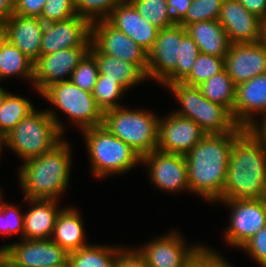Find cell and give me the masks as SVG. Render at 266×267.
<instances>
[{"mask_svg": "<svg viewBox=\"0 0 266 267\" xmlns=\"http://www.w3.org/2000/svg\"><path fill=\"white\" fill-rule=\"evenodd\" d=\"M266 149L245 130L232 144L223 195L218 200L261 199Z\"/></svg>", "mask_w": 266, "mask_h": 267, "instance_id": "obj_2", "label": "cell"}, {"mask_svg": "<svg viewBox=\"0 0 266 267\" xmlns=\"http://www.w3.org/2000/svg\"><path fill=\"white\" fill-rule=\"evenodd\" d=\"M250 13L266 23V0H238Z\"/></svg>", "mask_w": 266, "mask_h": 267, "instance_id": "obj_46", "label": "cell"}, {"mask_svg": "<svg viewBox=\"0 0 266 267\" xmlns=\"http://www.w3.org/2000/svg\"><path fill=\"white\" fill-rule=\"evenodd\" d=\"M88 52L89 47H74L40 55L34 63V89L41 94L53 83L70 80L72 72Z\"/></svg>", "mask_w": 266, "mask_h": 267, "instance_id": "obj_14", "label": "cell"}, {"mask_svg": "<svg viewBox=\"0 0 266 267\" xmlns=\"http://www.w3.org/2000/svg\"><path fill=\"white\" fill-rule=\"evenodd\" d=\"M122 248L117 245L88 244L69 253L67 267H114L117 253Z\"/></svg>", "mask_w": 266, "mask_h": 267, "instance_id": "obj_27", "label": "cell"}, {"mask_svg": "<svg viewBox=\"0 0 266 267\" xmlns=\"http://www.w3.org/2000/svg\"><path fill=\"white\" fill-rule=\"evenodd\" d=\"M71 144L62 140L52 150L26 160L19 167V186L24 198L60 201L69 187L71 173Z\"/></svg>", "mask_w": 266, "mask_h": 267, "instance_id": "obj_3", "label": "cell"}, {"mask_svg": "<svg viewBox=\"0 0 266 267\" xmlns=\"http://www.w3.org/2000/svg\"><path fill=\"white\" fill-rule=\"evenodd\" d=\"M106 21L126 34L147 53L152 50L159 29L145 20L128 0H122Z\"/></svg>", "mask_w": 266, "mask_h": 267, "instance_id": "obj_20", "label": "cell"}, {"mask_svg": "<svg viewBox=\"0 0 266 267\" xmlns=\"http://www.w3.org/2000/svg\"><path fill=\"white\" fill-rule=\"evenodd\" d=\"M155 188L168 193L190 191L185 155L155 150L141 157ZM175 191V192H174Z\"/></svg>", "mask_w": 266, "mask_h": 267, "instance_id": "obj_10", "label": "cell"}, {"mask_svg": "<svg viewBox=\"0 0 266 267\" xmlns=\"http://www.w3.org/2000/svg\"><path fill=\"white\" fill-rule=\"evenodd\" d=\"M187 33L198 45L200 53L225 58L230 41L218 20L200 21L187 25Z\"/></svg>", "mask_w": 266, "mask_h": 267, "instance_id": "obj_26", "label": "cell"}, {"mask_svg": "<svg viewBox=\"0 0 266 267\" xmlns=\"http://www.w3.org/2000/svg\"><path fill=\"white\" fill-rule=\"evenodd\" d=\"M224 69L237 85L266 73V43L231 44Z\"/></svg>", "mask_w": 266, "mask_h": 267, "instance_id": "obj_19", "label": "cell"}, {"mask_svg": "<svg viewBox=\"0 0 266 267\" xmlns=\"http://www.w3.org/2000/svg\"><path fill=\"white\" fill-rule=\"evenodd\" d=\"M245 130L206 134L185 155L191 193L211 203L223 195L232 144Z\"/></svg>", "mask_w": 266, "mask_h": 267, "instance_id": "obj_1", "label": "cell"}, {"mask_svg": "<svg viewBox=\"0 0 266 267\" xmlns=\"http://www.w3.org/2000/svg\"><path fill=\"white\" fill-rule=\"evenodd\" d=\"M183 267H197V252L192 256L191 260Z\"/></svg>", "mask_w": 266, "mask_h": 267, "instance_id": "obj_50", "label": "cell"}, {"mask_svg": "<svg viewBox=\"0 0 266 267\" xmlns=\"http://www.w3.org/2000/svg\"><path fill=\"white\" fill-rule=\"evenodd\" d=\"M91 43L101 53L133 63L147 73L148 53L106 20L92 23Z\"/></svg>", "mask_w": 266, "mask_h": 267, "instance_id": "obj_13", "label": "cell"}, {"mask_svg": "<svg viewBox=\"0 0 266 267\" xmlns=\"http://www.w3.org/2000/svg\"><path fill=\"white\" fill-rule=\"evenodd\" d=\"M15 76L30 81L32 85L34 63L6 39L0 49V81Z\"/></svg>", "mask_w": 266, "mask_h": 267, "instance_id": "obj_28", "label": "cell"}, {"mask_svg": "<svg viewBox=\"0 0 266 267\" xmlns=\"http://www.w3.org/2000/svg\"><path fill=\"white\" fill-rule=\"evenodd\" d=\"M187 33L179 24L160 29L152 50L148 53L146 77L160 85L175 71L180 50V43Z\"/></svg>", "mask_w": 266, "mask_h": 267, "instance_id": "obj_15", "label": "cell"}, {"mask_svg": "<svg viewBox=\"0 0 266 267\" xmlns=\"http://www.w3.org/2000/svg\"><path fill=\"white\" fill-rule=\"evenodd\" d=\"M159 120L148 110L122 105L104 112L102 125L143 157L158 148Z\"/></svg>", "mask_w": 266, "mask_h": 267, "instance_id": "obj_7", "label": "cell"}, {"mask_svg": "<svg viewBox=\"0 0 266 267\" xmlns=\"http://www.w3.org/2000/svg\"><path fill=\"white\" fill-rule=\"evenodd\" d=\"M224 69V58L200 53L193 64L189 75L182 83L189 86H199Z\"/></svg>", "mask_w": 266, "mask_h": 267, "instance_id": "obj_34", "label": "cell"}, {"mask_svg": "<svg viewBox=\"0 0 266 267\" xmlns=\"http://www.w3.org/2000/svg\"><path fill=\"white\" fill-rule=\"evenodd\" d=\"M15 0H0V26L14 13Z\"/></svg>", "mask_w": 266, "mask_h": 267, "instance_id": "obj_47", "label": "cell"}, {"mask_svg": "<svg viewBox=\"0 0 266 267\" xmlns=\"http://www.w3.org/2000/svg\"><path fill=\"white\" fill-rule=\"evenodd\" d=\"M166 89L181 106L173 113L193 120L206 134L240 132L243 129L228 108L206 99L199 87L177 82L167 85Z\"/></svg>", "mask_w": 266, "mask_h": 267, "instance_id": "obj_6", "label": "cell"}, {"mask_svg": "<svg viewBox=\"0 0 266 267\" xmlns=\"http://www.w3.org/2000/svg\"><path fill=\"white\" fill-rule=\"evenodd\" d=\"M24 200L31 204L29 205L31 208L24 213L22 239H51L57 216L62 210L58 208L59 201L23 198Z\"/></svg>", "mask_w": 266, "mask_h": 267, "instance_id": "obj_23", "label": "cell"}, {"mask_svg": "<svg viewBox=\"0 0 266 267\" xmlns=\"http://www.w3.org/2000/svg\"><path fill=\"white\" fill-rule=\"evenodd\" d=\"M6 39H7L6 33L4 29L0 26V49Z\"/></svg>", "mask_w": 266, "mask_h": 267, "instance_id": "obj_51", "label": "cell"}, {"mask_svg": "<svg viewBox=\"0 0 266 267\" xmlns=\"http://www.w3.org/2000/svg\"><path fill=\"white\" fill-rule=\"evenodd\" d=\"M46 0H15V14L40 17Z\"/></svg>", "mask_w": 266, "mask_h": 267, "instance_id": "obj_43", "label": "cell"}, {"mask_svg": "<svg viewBox=\"0 0 266 267\" xmlns=\"http://www.w3.org/2000/svg\"><path fill=\"white\" fill-rule=\"evenodd\" d=\"M200 50L192 37L186 33L180 43L178 61L175 71L162 83L164 87L169 84L182 82L190 73Z\"/></svg>", "mask_w": 266, "mask_h": 267, "instance_id": "obj_32", "label": "cell"}, {"mask_svg": "<svg viewBox=\"0 0 266 267\" xmlns=\"http://www.w3.org/2000/svg\"><path fill=\"white\" fill-rule=\"evenodd\" d=\"M79 209L63 207L59 212L51 239L68 253L90 244L86 242L83 218Z\"/></svg>", "mask_w": 266, "mask_h": 267, "instance_id": "obj_25", "label": "cell"}, {"mask_svg": "<svg viewBox=\"0 0 266 267\" xmlns=\"http://www.w3.org/2000/svg\"><path fill=\"white\" fill-rule=\"evenodd\" d=\"M230 208L229 226L223 232L229 246L240 248L266 225V207L260 199L217 200Z\"/></svg>", "mask_w": 266, "mask_h": 267, "instance_id": "obj_9", "label": "cell"}, {"mask_svg": "<svg viewBox=\"0 0 266 267\" xmlns=\"http://www.w3.org/2000/svg\"><path fill=\"white\" fill-rule=\"evenodd\" d=\"M209 101L228 108L233 115L236 96V84L223 69L198 86Z\"/></svg>", "mask_w": 266, "mask_h": 267, "instance_id": "obj_29", "label": "cell"}, {"mask_svg": "<svg viewBox=\"0 0 266 267\" xmlns=\"http://www.w3.org/2000/svg\"><path fill=\"white\" fill-rule=\"evenodd\" d=\"M89 53L95 58L99 74L117 81L126 91L147 80L146 74L135 64L101 53L92 43Z\"/></svg>", "mask_w": 266, "mask_h": 267, "instance_id": "obj_24", "label": "cell"}, {"mask_svg": "<svg viewBox=\"0 0 266 267\" xmlns=\"http://www.w3.org/2000/svg\"><path fill=\"white\" fill-rule=\"evenodd\" d=\"M5 147H7L6 134L0 132V155H1L3 148H5ZM0 158H1V156H0Z\"/></svg>", "mask_w": 266, "mask_h": 267, "instance_id": "obj_49", "label": "cell"}, {"mask_svg": "<svg viewBox=\"0 0 266 267\" xmlns=\"http://www.w3.org/2000/svg\"><path fill=\"white\" fill-rule=\"evenodd\" d=\"M2 191L0 192V235L12 236L20 234L21 239L24 230V213H20L19 207L13 203L8 204L2 199Z\"/></svg>", "mask_w": 266, "mask_h": 267, "instance_id": "obj_37", "label": "cell"}, {"mask_svg": "<svg viewBox=\"0 0 266 267\" xmlns=\"http://www.w3.org/2000/svg\"><path fill=\"white\" fill-rule=\"evenodd\" d=\"M4 256V248L0 247V259Z\"/></svg>", "mask_w": 266, "mask_h": 267, "instance_id": "obj_53", "label": "cell"}, {"mask_svg": "<svg viewBox=\"0 0 266 267\" xmlns=\"http://www.w3.org/2000/svg\"><path fill=\"white\" fill-rule=\"evenodd\" d=\"M36 108L30 100L9 92L0 108V132L8 134L22 119Z\"/></svg>", "mask_w": 266, "mask_h": 267, "instance_id": "obj_30", "label": "cell"}, {"mask_svg": "<svg viewBox=\"0 0 266 267\" xmlns=\"http://www.w3.org/2000/svg\"><path fill=\"white\" fill-rule=\"evenodd\" d=\"M95 178L123 174L141 165V156L128 144L99 125L82 131ZM111 174V175H110Z\"/></svg>", "mask_w": 266, "mask_h": 267, "instance_id": "obj_5", "label": "cell"}, {"mask_svg": "<svg viewBox=\"0 0 266 267\" xmlns=\"http://www.w3.org/2000/svg\"><path fill=\"white\" fill-rule=\"evenodd\" d=\"M0 267H17V266H15L8 258L3 256L0 259Z\"/></svg>", "mask_w": 266, "mask_h": 267, "instance_id": "obj_48", "label": "cell"}, {"mask_svg": "<svg viewBox=\"0 0 266 267\" xmlns=\"http://www.w3.org/2000/svg\"><path fill=\"white\" fill-rule=\"evenodd\" d=\"M91 25L88 20L78 15L65 21L45 24L40 55L74 47H90Z\"/></svg>", "mask_w": 266, "mask_h": 267, "instance_id": "obj_17", "label": "cell"}, {"mask_svg": "<svg viewBox=\"0 0 266 267\" xmlns=\"http://www.w3.org/2000/svg\"><path fill=\"white\" fill-rule=\"evenodd\" d=\"M125 93L126 90L117 81L105 79V75L99 74L92 91V96L97 106L104 113L121 107L119 100L122 99Z\"/></svg>", "mask_w": 266, "mask_h": 267, "instance_id": "obj_33", "label": "cell"}, {"mask_svg": "<svg viewBox=\"0 0 266 267\" xmlns=\"http://www.w3.org/2000/svg\"><path fill=\"white\" fill-rule=\"evenodd\" d=\"M139 14L159 30L176 23L169 12L167 0H128Z\"/></svg>", "mask_w": 266, "mask_h": 267, "instance_id": "obj_31", "label": "cell"}, {"mask_svg": "<svg viewBox=\"0 0 266 267\" xmlns=\"http://www.w3.org/2000/svg\"><path fill=\"white\" fill-rule=\"evenodd\" d=\"M40 95L67 115L80 132L103 124L104 113L91 92L82 90L71 80L51 84Z\"/></svg>", "mask_w": 266, "mask_h": 267, "instance_id": "obj_8", "label": "cell"}, {"mask_svg": "<svg viewBox=\"0 0 266 267\" xmlns=\"http://www.w3.org/2000/svg\"><path fill=\"white\" fill-rule=\"evenodd\" d=\"M206 133L193 120L171 114L160 117L158 150L166 153L186 155Z\"/></svg>", "mask_w": 266, "mask_h": 267, "instance_id": "obj_18", "label": "cell"}, {"mask_svg": "<svg viewBox=\"0 0 266 267\" xmlns=\"http://www.w3.org/2000/svg\"><path fill=\"white\" fill-rule=\"evenodd\" d=\"M224 0H192L185 17L178 23L181 26L200 21L217 20Z\"/></svg>", "mask_w": 266, "mask_h": 267, "instance_id": "obj_36", "label": "cell"}, {"mask_svg": "<svg viewBox=\"0 0 266 267\" xmlns=\"http://www.w3.org/2000/svg\"><path fill=\"white\" fill-rule=\"evenodd\" d=\"M240 249H243L255 262L257 261L261 267H266V225Z\"/></svg>", "mask_w": 266, "mask_h": 267, "instance_id": "obj_40", "label": "cell"}, {"mask_svg": "<svg viewBox=\"0 0 266 267\" xmlns=\"http://www.w3.org/2000/svg\"><path fill=\"white\" fill-rule=\"evenodd\" d=\"M75 15L74 0H46L39 18L47 24L65 21Z\"/></svg>", "mask_w": 266, "mask_h": 267, "instance_id": "obj_39", "label": "cell"}, {"mask_svg": "<svg viewBox=\"0 0 266 267\" xmlns=\"http://www.w3.org/2000/svg\"><path fill=\"white\" fill-rule=\"evenodd\" d=\"M261 116L262 123L259 124V121L254 119L245 129L266 149V112Z\"/></svg>", "mask_w": 266, "mask_h": 267, "instance_id": "obj_45", "label": "cell"}, {"mask_svg": "<svg viewBox=\"0 0 266 267\" xmlns=\"http://www.w3.org/2000/svg\"><path fill=\"white\" fill-rule=\"evenodd\" d=\"M215 250V251H214ZM197 267H234L224 257L206 245H202L197 251Z\"/></svg>", "mask_w": 266, "mask_h": 267, "instance_id": "obj_41", "label": "cell"}, {"mask_svg": "<svg viewBox=\"0 0 266 267\" xmlns=\"http://www.w3.org/2000/svg\"><path fill=\"white\" fill-rule=\"evenodd\" d=\"M130 248L123 247L117 253L114 267H148L139 251L136 248Z\"/></svg>", "mask_w": 266, "mask_h": 267, "instance_id": "obj_42", "label": "cell"}, {"mask_svg": "<svg viewBox=\"0 0 266 267\" xmlns=\"http://www.w3.org/2000/svg\"><path fill=\"white\" fill-rule=\"evenodd\" d=\"M122 0H74L76 14L91 24L106 20Z\"/></svg>", "mask_w": 266, "mask_h": 267, "instance_id": "obj_35", "label": "cell"}, {"mask_svg": "<svg viewBox=\"0 0 266 267\" xmlns=\"http://www.w3.org/2000/svg\"><path fill=\"white\" fill-rule=\"evenodd\" d=\"M219 23L231 44L256 43L264 40L265 22L250 13L238 0H224Z\"/></svg>", "mask_w": 266, "mask_h": 267, "instance_id": "obj_16", "label": "cell"}, {"mask_svg": "<svg viewBox=\"0 0 266 267\" xmlns=\"http://www.w3.org/2000/svg\"><path fill=\"white\" fill-rule=\"evenodd\" d=\"M191 3L192 0H167L169 12L176 24L185 17Z\"/></svg>", "mask_w": 266, "mask_h": 267, "instance_id": "obj_44", "label": "cell"}, {"mask_svg": "<svg viewBox=\"0 0 266 267\" xmlns=\"http://www.w3.org/2000/svg\"><path fill=\"white\" fill-rule=\"evenodd\" d=\"M266 112V73L236 85L233 118L246 128L259 114Z\"/></svg>", "mask_w": 266, "mask_h": 267, "instance_id": "obj_22", "label": "cell"}, {"mask_svg": "<svg viewBox=\"0 0 266 267\" xmlns=\"http://www.w3.org/2000/svg\"><path fill=\"white\" fill-rule=\"evenodd\" d=\"M45 23L38 17L13 13L2 25L7 40L35 63L40 56Z\"/></svg>", "mask_w": 266, "mask_h": 267, "instance_id": "obj_21", "label": "cell"}, {"mask_svg": "<svg viewBox=\"0 0 266 267\" xmlns=\"http://www.w3.org/2000/svg\"><path fill=\"white\" fill-rule=\"evenodd\" d=\"M56 114L52 109H35L6 134L7 147L24 162L52 150L65 130Z\"/></svg>", "mask_w": 266, "mask_h": 267, "instance_id": "obj_4", "label": "cell"}, {"mask_svg": "<svg viewBox=\"0 0 266 267\" xmlns=\"http://www.w3.org/2000/svg\"><path fill=\"white\" fill-rule=\"evenodd\" d=\"M99 75L95 58L88 52L74 69L71 81L82 90L91 92Z\"/></svg>", "mask_w": 266, "mask_h": 267, "instance_id": "obj_38", "label": "cell"}, {"mask_svg": "<svg viewBox=\"0 0 266 267\" xmlns=\"http://www.w3.org/2000/svg\"><path fill=\"white\" fill-rule=\"evenodd\" d=\"M17 267H67L69 253L52 239H21L2 246Z\"/></svg>", "mask_w": 266, "mask_h": 267, "instance_id": "obj_11", "label": "cell"}, {"mask_svg": "<svg viewBox=\"0 0 266 267\" xmlns=\"http://www.w3.org/2000/svg\"><path fill=\"white\" fill-rule=\"evenodd\" d=\"M9 92H7V90L3 89V87L0 86V108L2 105V102L5 98V96L8 94Z\"/></svg>", "mask_w": 266, "mask_h": 267, "instance_id": "obj_52", "label": "cell"}, {"mask_svg": "<svg viewBox=\"0 0 266 267\" xmlns=\"http://www.w3.org/2000/svg\"><path fill=\"white\" fill-rule=\"evenodd\" d=\"M152 239L136 248L148 267H183L203 245L187 246L185 238L176 230Z\"/></svg>", "mask_w": 266, "mask_h": 267, "instance_id": "obj_12", "label": "cell"}]
</instances>
